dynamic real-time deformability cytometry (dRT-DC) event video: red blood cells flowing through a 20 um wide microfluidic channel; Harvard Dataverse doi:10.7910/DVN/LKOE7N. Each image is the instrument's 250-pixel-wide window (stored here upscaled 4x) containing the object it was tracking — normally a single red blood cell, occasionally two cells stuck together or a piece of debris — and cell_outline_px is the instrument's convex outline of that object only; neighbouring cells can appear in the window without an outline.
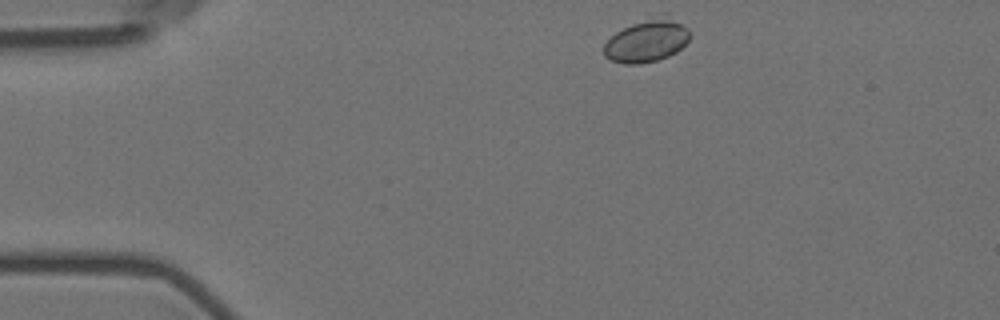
{"species": "Egyptian fruit bat (a non-hibernating species)", "species_latin": "Rousettus aegyptiacus", "temperature_condition": "room temperature", "stored_images_in_passage": 3, "camera_frame_rate_fps": 3000, "um_per_image_px": 0.085, "animal": {"sex": "female"}, "frame": {"image": 1, "passage_image": 1, "time_ms": 0.0, "image_size_px": [1000, 320], "cell_outline_px": [[688, 40], [676, 52], [668, 56], [656, 60], [640, 64], [624, 64], [612, 60], [604, 56], [604, 44], [616, 32], [632, 24], [660, 12], [668, 12], [688, 28]], "centroid_in_image_um": [55.01, 3.4], "position_along_channel_um": 30.0, "area_um2": 21.68}}